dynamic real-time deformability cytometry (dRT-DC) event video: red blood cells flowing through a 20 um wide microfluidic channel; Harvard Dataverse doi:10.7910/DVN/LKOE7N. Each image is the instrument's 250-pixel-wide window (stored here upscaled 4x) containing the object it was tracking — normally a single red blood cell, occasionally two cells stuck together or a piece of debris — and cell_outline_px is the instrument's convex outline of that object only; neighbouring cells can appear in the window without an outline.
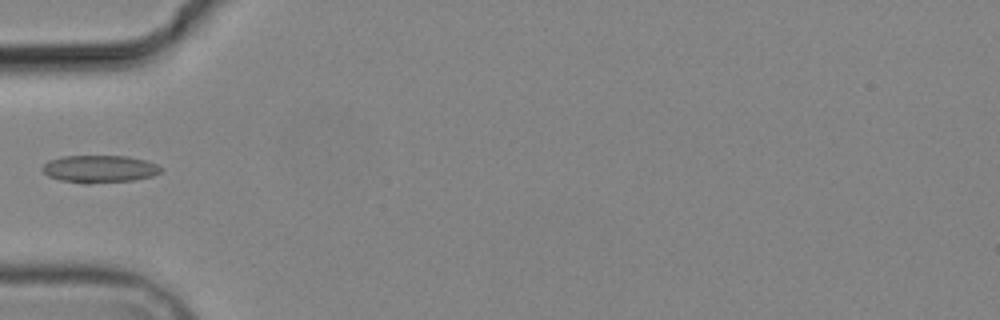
{"species": "common noctule bat (a hibernating species)", "species_latin": "Nyctalus noctula", "temperature_condition": "cold", "stored_images_in_passage": 2, "camera_frame_rate_fps": 3000, "um_per_image_px": 0.085, "animal": {"sex": "male", "body_mass_g": 19.2, "forearm_length_mm": 51.8}, "frame": {"image": 1, "passage_image": 2, "time_ms": 1.333, "image_size_px": [1000, 320], "cell_outline_px": [[164, 168], [160, 172], [152, 176], [132, 180], [88, 184], [84, 184], [60, 180], [48, 176], [40, 168], [48, 160], [60, 156], [128, 156], [144, 160], [156, 164]], "centroid_in_image_um": [8.42, 14.36], "position_along_channel_um": 76.6, "area_um2": 19.07}}